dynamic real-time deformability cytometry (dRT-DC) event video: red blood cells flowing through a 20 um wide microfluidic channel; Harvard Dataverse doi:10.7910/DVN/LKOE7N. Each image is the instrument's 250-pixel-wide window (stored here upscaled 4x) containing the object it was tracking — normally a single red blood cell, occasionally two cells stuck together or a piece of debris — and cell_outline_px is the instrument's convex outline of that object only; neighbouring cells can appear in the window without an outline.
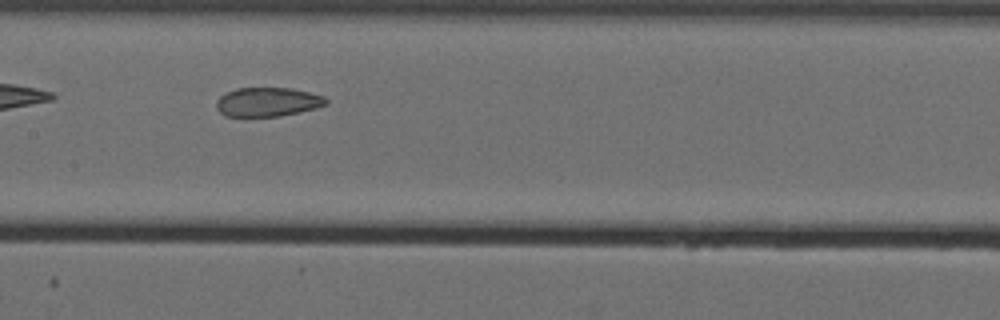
{"species": "Egyptian fruit bat (a non-hibernating species)", "species_latin": "Rousettus aegyptiacus", "temperature_condition": "cold", "stored_images_in_passage": 34, "camera_frame_rate_fps": 3000, "um_per_image_px": 0.085, "animal": {"sex": "female"}, "frame": {"image": 1, "passage_image": 10, "time_ms": 3.0, "image_size_px": [1000, 320], "cell_outline_px": [[328, 104], [316, 108], [280, 116], [224, 116], [216, 108], [216, 100], [220, 96], [236, 88], [292, 88], [324, 96], [328, 100]], "centroid_in_image_um": [22.75, 8.66], "position_along_channel_um": 184.7, "area_um2": 18.55}, "authors_computed_cell_mechanics": {"area_um2": 19.5364, "velocity_mm_per_s": 3.5543, "shape_relaxation_time_tau1_ms": null, "shape_relaxation_time_tau2_ms": 1.1686, "deformation_change_tau1": null, "deformation_change_tau2": 0.0492}}